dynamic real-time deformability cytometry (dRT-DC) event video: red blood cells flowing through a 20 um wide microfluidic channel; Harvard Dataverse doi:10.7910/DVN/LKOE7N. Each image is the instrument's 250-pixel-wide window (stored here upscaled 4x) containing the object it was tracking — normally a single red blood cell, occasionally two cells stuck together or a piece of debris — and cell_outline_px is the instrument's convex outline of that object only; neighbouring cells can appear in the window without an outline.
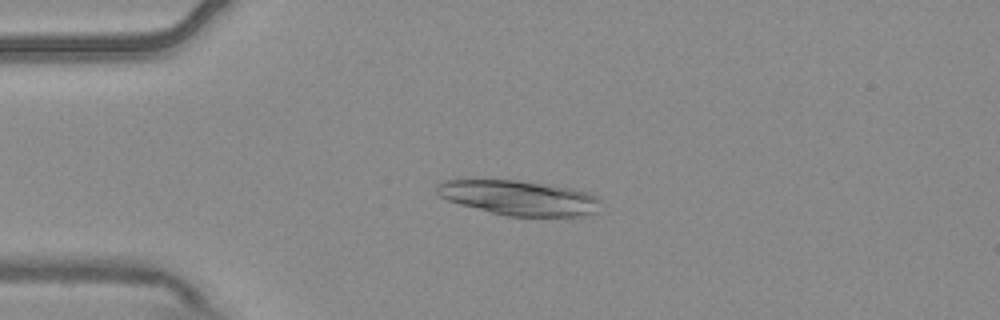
{"species": "common noctule bat (a hibernating species)", "species_latin": "Nyctalus noctula", "temperature_condition": "warm", "stored_images_in_passage": 3, "camera_frame_rate_fps": 3000, "um_per_image_px": 0.085, "animal": {"sex": "male", "body_mass_g": 20.4}, "frame": {"image": 1, "passage_image": 2, "time_ms": 0.333, "image_size_px": [1000, 320], "cell_outline_px": [[600, 212], [584, 216], [508, 216], [460, 204], [448, 200], [440, 196], [436, 192], [436, 184], [444, 180], [520, 180], [572, 188], [588, 192], [596, 196], [600, 200]], "centroid_in_image_um": [44.17, 16.81], "position_along_channel_um": 40.8, "area_um2": 33.35}}